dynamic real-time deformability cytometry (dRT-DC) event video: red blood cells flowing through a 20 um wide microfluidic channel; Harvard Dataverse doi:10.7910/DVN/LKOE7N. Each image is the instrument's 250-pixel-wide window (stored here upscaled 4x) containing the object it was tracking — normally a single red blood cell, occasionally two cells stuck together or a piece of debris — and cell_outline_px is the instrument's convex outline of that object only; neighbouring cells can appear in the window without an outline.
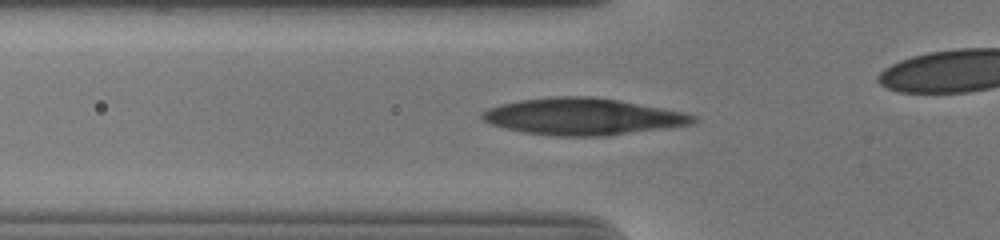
{"species": "human", "species_latin": "Homo sapiens", "temperature_condition": "cold", "stored_images_in_passage": 37, "camera_frame_rate_fps": 3000, "um_per_image_px": 0.085, "donor": {"sex": "male"}, "frame": {"image": 1, "passage_image": 8, "time_ms": 2.333, "image_size_px": [1000, 240], "cell_outline_px": [[696, 120], [692, 124], [608, 136], [556, 136], [524, 132], [504, 128], [492, 124], [484, 120], [480, 116], [480, 112], [488, 108], [500, 104], [520, 100], [552, 96], [592, 96], [616, 100], [660, 108], [680, 112], [696, 116]], "centroid_in_image_um": [49.46, 9.91], "position_along_channel_um": 76.3, "area_um2": 44.85}}
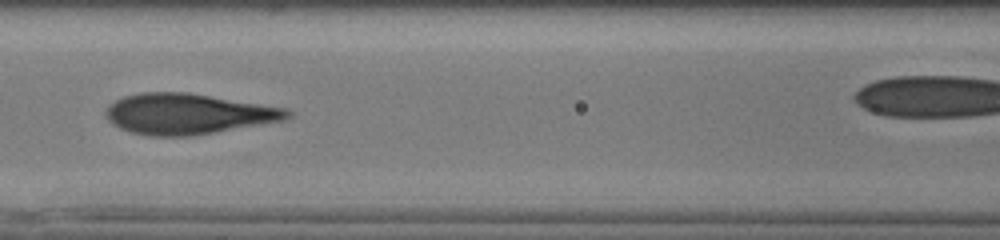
{"frame": {"image": 2, "passage_image": 14, "time_ms": 4.333, "image_size_px": [1000, 240], "cell_outline_px": [[292, 116], [284, 120], [188, 136], [152, 136], [132, 132], [120, 128], [112, 124], [104, 116], [104, 112], [108, 104], [124, 96], [140, 92], [188, 92], [288, 108], [292, 112]], "centroid_in_image_um": [15.94, 9.66], "position_along_channel_um": 150.7, "area_um2": 42.95}}
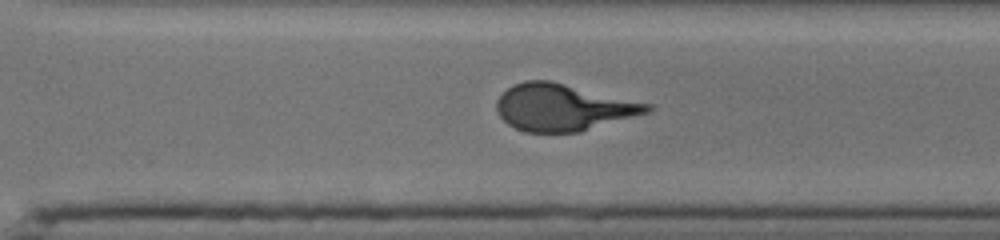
{"frame": {"image": 3, "passage_image": 28, "time_ms": 9.0, "image_size_px": [1000, 240], "cell_outline_px": [[656, 108], [648, 112], [580, 132], [528, 132], [516, 128], [508, 124], [500, 116], [496, 108], [496, 100], [512, 84], [524, 80], [548, 80], [652, 104]], "centroid_in_image_um": [47.86, 9.12], "position_along_channel_um": 322.7, "area_um2": 40.81}, "authors_computed_cell_mechanics": {"area_um2": 42.3096, "velocity_mm_per_s": 3.6957, "shape_relaxation_time_tau1_ms": 5.8894, "shape_relaxation_time_tau2_ms": 1.0498, "deformation_change_tau1": 0.2249, "deformation_change_tau2": 0.0913}}